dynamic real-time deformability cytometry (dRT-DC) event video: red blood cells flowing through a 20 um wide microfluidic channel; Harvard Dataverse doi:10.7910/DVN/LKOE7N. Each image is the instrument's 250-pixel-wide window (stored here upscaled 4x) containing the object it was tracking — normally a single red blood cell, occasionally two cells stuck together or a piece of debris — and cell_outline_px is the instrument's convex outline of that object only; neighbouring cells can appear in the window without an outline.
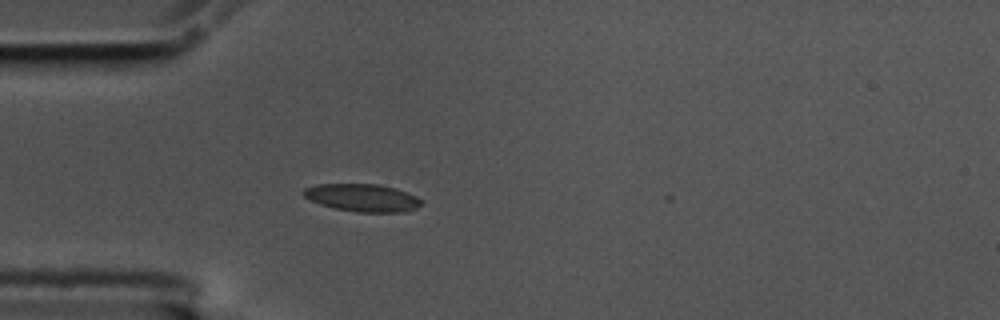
{"species": "common noctule bat (a hibernating species)", "species_latin": "Nyctalus noctula", "temperature_condition": "cold", "stored_images_in_passage": 2, "camera_frame_rate_fps": 3000, "um_per_image_px": 0.085, "animal": {"sex": "male", "body_mass_g": 17.5, "forearm_length_mm": 52.3}, "frame": {"image": 1, "passage_image": 1, "time_ms": 0.0, "image_size_px": [1000, 320], "cell_outline_px": [[424, 204], [416, 208], [404, 212], [356, 212], [336, 208], [320, 204], [304, 196], [300, 192], [304, 188], [316, 184], [376, 184], [396, 188], [416, 196]], "centroid_in_image_um": [30.81, 16.8], "position_along_channel_um": 54.2, "area_um2": 18.96}}